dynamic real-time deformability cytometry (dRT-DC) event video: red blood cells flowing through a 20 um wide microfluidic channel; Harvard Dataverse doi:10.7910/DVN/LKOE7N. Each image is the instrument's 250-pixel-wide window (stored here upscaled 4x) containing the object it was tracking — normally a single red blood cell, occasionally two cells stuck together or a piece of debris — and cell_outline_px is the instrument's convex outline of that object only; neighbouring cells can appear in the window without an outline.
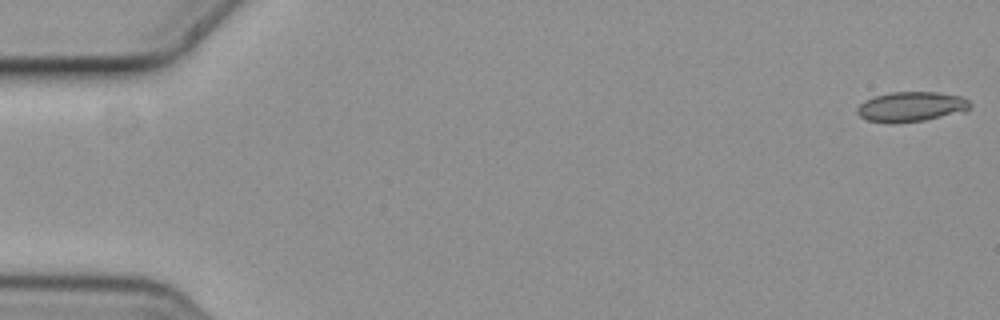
{"species": "common noctule bat (a hibernating species)", "species_latin": "Nyctalus noctula", "temperature_condition": "cold", "stored_images_in_passage": 6, "camera_frame_rate_fps": 3000, "um_per_image_px": 0.085, "animal": {"sex": "female", "body_mass_g": 19.3, "forearm_length_mm": 54.1}, "frame": {"image": 1, "passage_image": 1, "time_ms": 0.0, "image_size_px": [1000, 320], "cell_outline_px": [[972, 108], [964, 112], [924, 120], [892, 124], [888, 124], [868, 120], [860, 116], [856, 112], [856, 108], [864, 100], [876, 96], [892, 92], [936, 92], [960, 96], [968, 100], [972, 104]], "centroid_in_image_um": [77.46, 9.08], "position_along_channel_um": 7.5, "area_um2": 19.88}}